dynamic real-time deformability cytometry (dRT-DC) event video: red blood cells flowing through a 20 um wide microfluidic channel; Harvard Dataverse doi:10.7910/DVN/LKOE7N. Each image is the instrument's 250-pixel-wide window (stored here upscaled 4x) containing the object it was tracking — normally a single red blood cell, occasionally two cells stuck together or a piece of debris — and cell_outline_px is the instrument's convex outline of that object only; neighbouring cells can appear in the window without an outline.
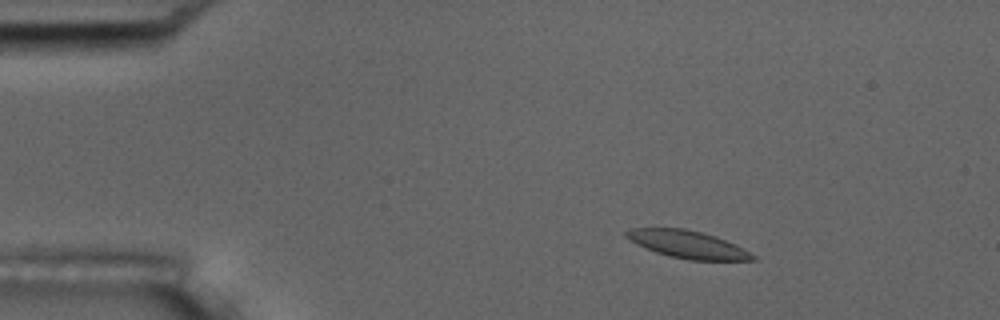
{"species": "common noctule bat (a hibernating species)", "species_latin": "Nyctalus noctula", "temperature_condition": "room temperature", "stored_images_in_passage": 54, "camera_frame_rate_fps": 3000, "um_per_image_px": 0.085, "animal": {"sex": "male", "body_mass_g": 17.5, "forearm_length_mm": 52.3}, "frame": {"image": 1, "passage_image": 8, "time_ms": 2.333, "image_size_px": [1000, 320], "cell_outline_px": [[756, 260], [688, 260], [668, 256], [656, 252], [636, 244], [624, 236], [624, 232], [632, 228], [684, 228], [704, 232], [716, 236], [756, 256]], "centroid_in_image_um": [58.39, 20.77], "position_along_channel_um": 26.6, "area_um2": 20.11}}
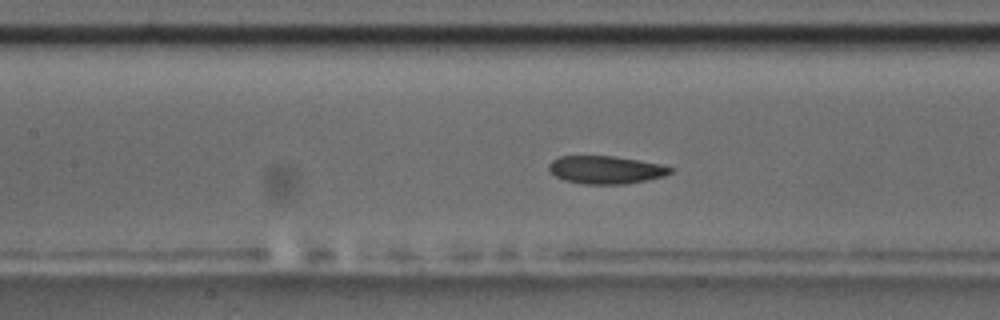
{"frame": {"image": 2, "passage_image": 24, "time_ms": 7.667, "image_size_px": [1000, 320], "cell_outline_px": [[676, 168], [672, 172], [664, 176], [648, 180], [624, 184], [584, 184], [564, 180], [548, 172], [548, 164], [552, 160], [560, 156], [616, 156], [640, 160], [660, 164]], "centroid_in_image_um": [51.5, 14.43], "position_along_channel_um": 155.9, "area_um2": 20.0}}
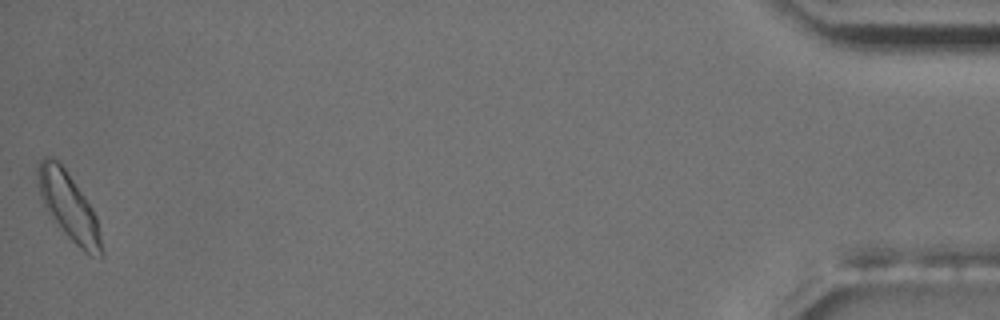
{"frame": {"image": 3, "passage_image": 54, "time_ms": 17.667, "image_size_px": [1000, 320], "cell_outline_px": [[104, 256], [92, 256], [84, 252], [64, 232], [48, 212], [40, 196], [36, 172], [36, 168], [40, 160], [44, 156], [52, 156], [64, 168], [92, 208], [96, 216], [104, 252]], "centroid_in_image_um": [5.83, 17.54], "position_along_channel_um": 429.4, "area_um2": 24.57}, "authors_computed_cell_mechanics": {"area_um2": 20.4034, "velocity_mm_per_s": 3.6719, "shape_relaxation_time_tau1_ms": 6.5485, "shape_relaxation_time_tau2_ms": 2.7093, "deformation_change_tau1": 0.1216, "deformation_change_tau2": 0.064}}